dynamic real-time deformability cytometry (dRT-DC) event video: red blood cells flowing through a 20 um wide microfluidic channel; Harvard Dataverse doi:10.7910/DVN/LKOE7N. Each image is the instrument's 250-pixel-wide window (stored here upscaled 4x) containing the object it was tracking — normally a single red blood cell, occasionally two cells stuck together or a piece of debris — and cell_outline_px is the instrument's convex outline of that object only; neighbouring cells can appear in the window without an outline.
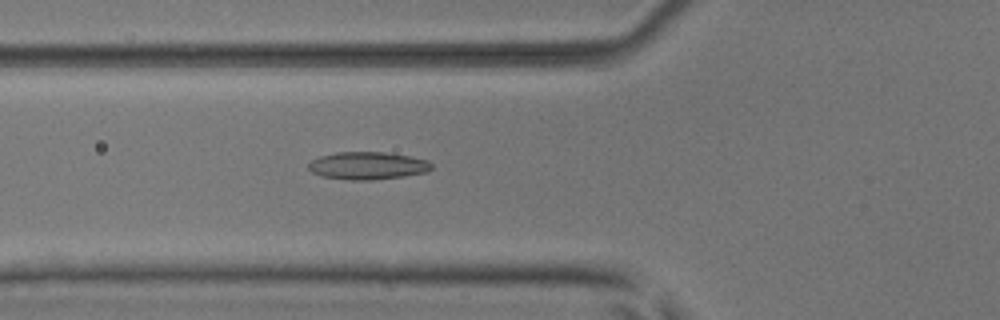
{"species": "common noctule bat (a hibernating species)", "species_latin": "Nyctalus noctula", "temperature_condition": "room temperature", "stored_images_in_passage": 29, "camera_frame_rate_fps": 3000, "um_per_image_px": 0.085, "animal": {"sex": "male", "body_mass_g": 17.9, "forearm_length_mm": 54.2}, "frame": {"image": 1, "passage_image": 5, "time_ms": 1.333, "image_size_px": [1000, 320], "cell_outline_px": [[432, 168], [428, 172], [404, 176], [372, 180], [348, 180], [324, 176], [312, 172], [308, 168], [308, 164], [312, 160], [320, 156], [336, 152], [384, 152], [412, 156], [428, 160], [432, 164]], "centroid_in_image_um": [31.28, 14.08], "position_along_channel_um": 94.5, "area_um2": 19.88}}
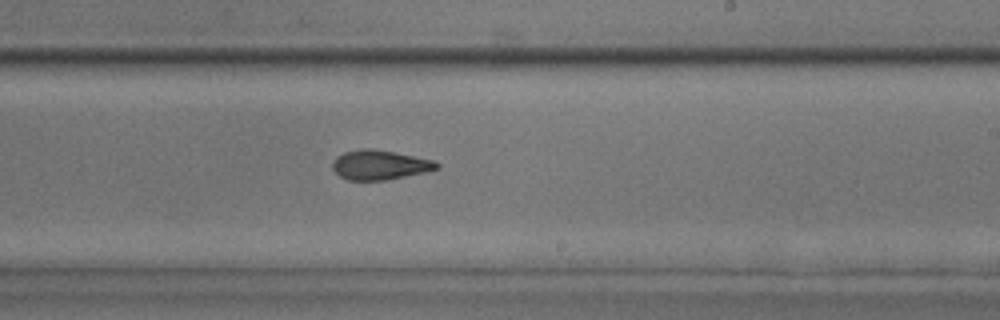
{"frame": {"image": 2, "passage_image": 17, "time_ms": 5.333, "image_size_px": [1000, 320], "cell_outline_px": [[440, 168], [424, 172], [384, 180], [348, 180], [340, 176], [332, 168], [332, 160], [336, 156], [344, 152], [360, 148], [372, 148], [432, 160], [440, 164]], "centroid_in_image_um": [32.23, 14.01], "position_along_channel_um": 256.8, "area_um2": 17.8}}
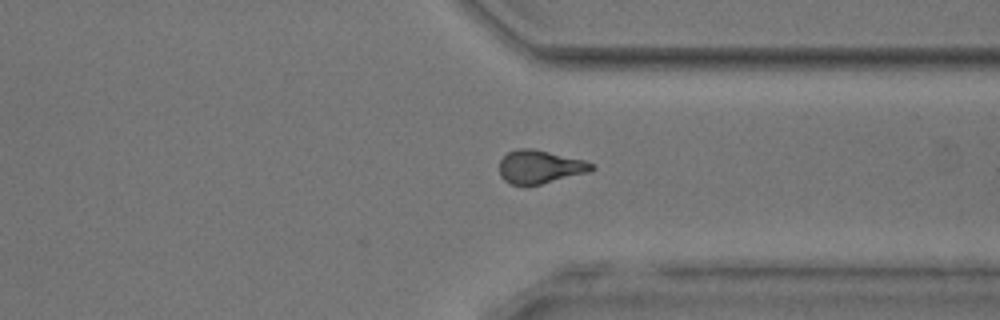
{"frame": {"image": 3, "passage_image": 25, "time_ms": 8.0, "image_size_px": [1000, 320], "cell_outline_px": [[596, 168], [588, 172], [540, 184], [512, 184], [504, 180], [500, 176], [500, 160], [508, 152], [516, 148], [532, 148], [584, 160], [592, 164]], "centroid_in_image_um": [45.87, 14.16], "position_along_channel_um": 365.5, "area_um2": 17.63}, "authors_computed_cell_mechanics": {"area_um2": 18.0914, "velocity_mm_per_s": 4.0651, "shape_relaxation_time_tau1_ms": null, "shape_relaxation_time_tau2_ms": 2.0147, "deformation_change_tau1": null, "deformation_change_tau2": 0.0935}}